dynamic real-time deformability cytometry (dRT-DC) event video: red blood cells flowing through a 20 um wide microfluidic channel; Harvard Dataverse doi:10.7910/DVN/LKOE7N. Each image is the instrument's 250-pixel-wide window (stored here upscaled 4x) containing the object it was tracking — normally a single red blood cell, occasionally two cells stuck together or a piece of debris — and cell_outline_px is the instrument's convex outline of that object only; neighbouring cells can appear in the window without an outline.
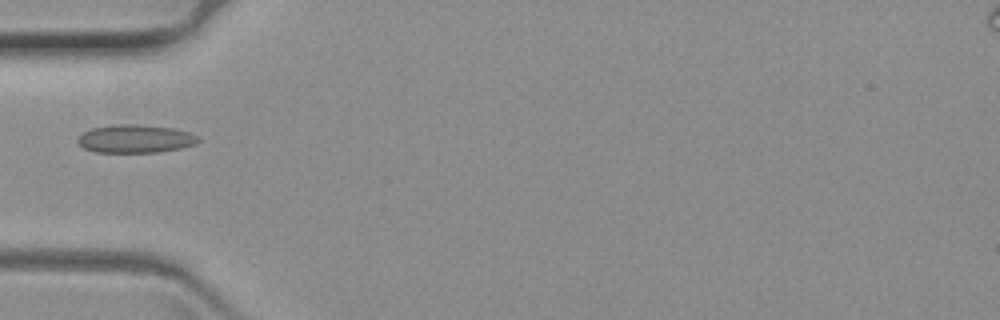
{"species": "common noctule bat (a hibernating species)", "species_latin": "Nyctalus noctula", "temperature_condition": "warm", "stored_images_in_passage": 41, "camera_frame_rate_fps": 3000, "um_per_image_px": 0.085, "animal": {"sex": "female", "body_mass_g": 19.3, "forearm_length_mm": 54.1}, "frame": {"image": 1, "passage_image": 1, "time_ms": 0.0, "image_size_px": [1000, 320], "cell_outline_px": [[200, 140], [196, 144], [180, 148], [160, 152], [96, 152], [84, 148], [76, 140], [84, 132], [92, 128], [116, 124], [136, 124], [172, 128], [188, 132], [200, 136]], "centroid_in_image_um": [11.53, 11.79], "position_along_channel_um": 73.5, "area_um2": 19.71}}
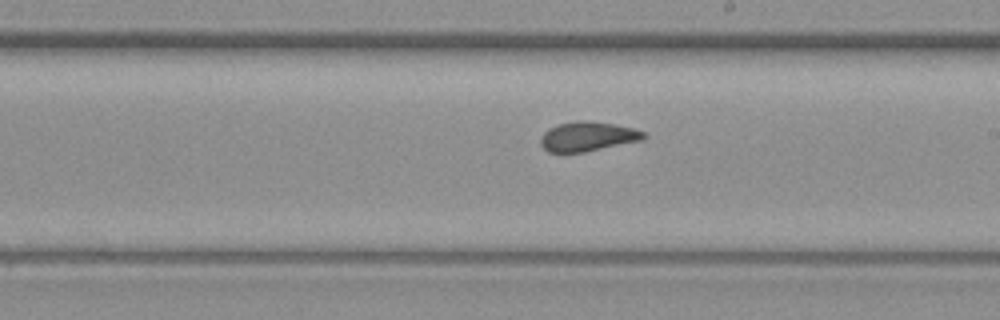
{"frame": {"image": 2, "passage_image": 16, "time_ms": 5.0, "image_size_px": [1000, 320], "cell_outline_px": [[648, 136], [644, 140], [584, 152], [548, 152], [540, 144], [540, 136], [548, 128], [560, 124], [576, 120], [588, 120], [616, 124], [632, 128], [644, 132]], "centroid_in_image_um": [49.97, 11.59], "position_along_channel_um": 239.0, "area_um2": 17.92}}
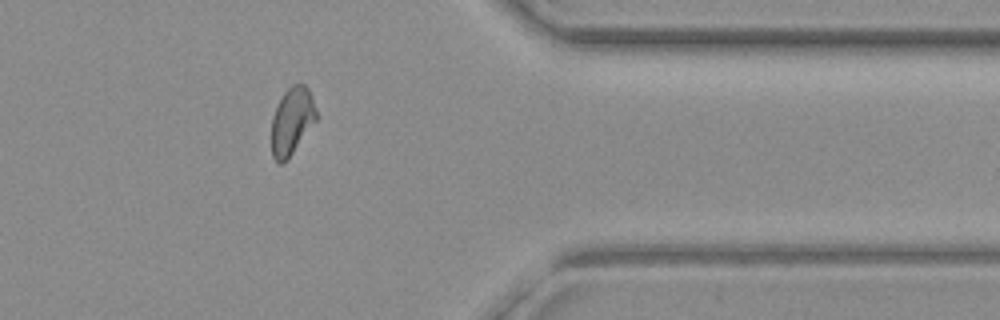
{"frame": {"image": 3, "passage_image": 31, "time_ms": 10.0, "image_size_px": [1000, 320], "cell_outline_px": [[316, 120], [292, 152], [280, 164], [276, 164], [272, 156], [272, 116], [284, 92], [292, 84], [304, 84], [308, 88], [316, 108]], "centroid_in_image_um": [24.8, 10.27], "position_along_channel_um": 386.6, "area_um2": 17.11}}